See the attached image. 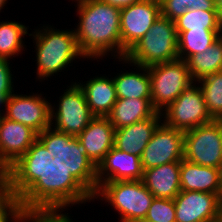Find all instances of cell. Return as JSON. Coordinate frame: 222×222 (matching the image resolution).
<instances>
[{"label": "cell", "mask_w": 222, "mask_h": 222, "mask_svg": "<svg viewBox=\"0 0 222 222\" xmlns=\"http://www.w3.org/2000/svg\"><path fill=\"white\" fill-rule=\"evenodd\" d=\"M0 168L19 188L44 189L51 182L55 157L35 130L3 115Z\"/></svg>", "instance_id": "obj_1"}, {"label": "cell", "mask_w": 222, "mask_h": 222, "mask_svg": "<svg viewBox=\"0 0 222 222\" xmlns=\"http://www.w3.org/2000/svg\"><path fill=\"white\" fill-rule=\"evenodd\" d=\"M115 128L108 117L95 116L56 157L47 195L68 196L114 147Z\"/></svg>", "instance_id": "obj_2"}, {"label": "cell", "mask_w": 222, "mask_h": 222, "mask_svg": "<svg viewBox=\"0 0 222 222\" xmlns=\"http://www.w3.org/2000/svg\"><path fill=\"white\" fill-rule=\"evenodd\" d=\"M78 4L80 22L74 30L80 52L86 58H100L116 50L121 58L120 8L101 0H84ZM119 56V57H118Z\"/></svg>", "instance_id": "obj_3"}, {"label": "cell", "mask_w": 222, "mask_h": 222, "mask_svg": "<svg viewBox=\"0 0 222 222\" xmlns=\"http://www.w3.org/2000/svg\"><path fill=\"white\" fill-rule=\"evenodd\" d=\"M53 109L51 106V121L55 119L56 126L50 130L48 149L56 157L95 116L87 104L84 92L76 82L60 97L56 113Z\"/></svg>", "instance_id": "obj_4"}, {"label": "cell", "mask_w": 222, "mask_h": 222, "mask_svg": "<svg viewBox=\"0 0 222 222\" xmlns=\"http://www.w3.org/2000/svg\"><path fill=\"white\" fill-rule=\"evenodd\" d=\"M143 172L139 156L112 147L98 166L68 197L74 204L83 203L102 183L143 180Z\"/></svg>", "instance_id": "obj_5"}, {"label": "cell", "mask_w": 222, "mask_h": 222, "mask_svg": "<svg viewBox=\"0 0 222 222\" xmlns=\"http://www.w3.org/2000/svg\"><path fill=\"white\" fill-rule=\"evenodd\" d=\"M179 59L178 35L175 22L161 15L150 30L135 44L121 61L149 67Z\"/></svg>", "instance_id": "obj_6"}, {"label": "cell", "mask_w": 222, "mask_h": 222, "mask_svg": "<svg viewBox=\"0 0 222 222\" xmlns=\"http://www.w3.org/2000/svg\"><path fill=\"white\" fill-rule=\"evenodd\" d=\"M43 30L32 35L36 41L38 78H47L62 71L78 56L85 58L79 50L74 30L59 31L48 26Z\"/></svg>", "instance_id": "obj_7"}, {"label": "cell", "mask_w": 222, "mask_h": 222, "mask_svg": "<svg viewBox=\"0 0 222 222\" xmlns=\"http://www.w3.org/2000/svg\"><path fill=\"white\" fill-rule=\"evenodd\" d=\"M99 196L105 198L120 213L121 222L145 218L155 198L142 180L104 182L86 199V202Z\"/></svg>", "instance_id": "obj_8"}, {"label": "cell", "mask_w": 222, "mask_h": 222, "mask_svg": "<svg viewBox=\"0 0 222 222\" xmlns=\"http://www.w3.org/2000/svg\"><path fill=\"white\" fill-rule=\"evenodd\" d=\"M151 86V103L158 113L166 109L194 80L186 61L156 64L148 67Z\"/></svg>", "instance_id": "obj_9"}, {"label": "cell", "mask_w": 222, "mask_h": 222, "mask_svg": "<svg viewBox=\"0 0 222 222\" xmlns=\"http://www.w3.org/2000/svg\"><path fill=\"white\" fill-rule=\"evenodd\" d=\"M184 159L201 166L220 168L222 120H213L184 131Z\"/></svg>", "instance_id": "obj_10"}, {"label": "cell", "mask_w": 222, "mask_h": 222, "mask_svg": "<svg viewBox=\"0 0 222 222\" xmlns=\"http://www.w3.org/2000/svg\"><path fill=\"white\" fill-rule=\"evenodd\" d=\"M163 111H166L163 123L181 131H187L214 120L207 110L202 90L192 84Z\"/></svg>", "instance_id": "obj_11"}, {"label": "cell", "mask_w": 222, "mask_h": 222, "mask_svg": "<svg viewBox=\"0 0 222 222\" xmlns=\"http://www.w3.org/2000/svg\"><path fill=\"white\" fill-rule=\"evenodd\" d=\"M4 116L15 122L31 127L45 141L48 147V137L53 126L51 121V104L39 95L12 94L5 100Z\"/></svg>", "instance_id": "obj_12"}, {"label": "cell", "mask_w": 222, "mask_h": 222, "mask_svg": "<svg viewBox=\"0 0 222 222\" xmlns=\"http://www.w3.org/2000/svg\"><path fill=\"white\" fill-rule=\"evenodd\" d=\"M160 15L159 0H142L120 10L121 58L126 57Z\"/></svg>", "instance_id": "obj_13"}, {"label": "cell", "mask_w": 222, "mask_h": 222, "mask_svg": "<svg viewBox=\"0 0 222 222\" xmlns=\"http://www.w3.org/2000/svg\"><path fill=\"white\" fill-rule=\"evenodd\" d=\"M184 159V131L161 123L140 157L143 171Z\"/></svg>", "instance_id": "obj_14"}, {"label": "cell", "mask_w": 222, "mask_h": 222, "mask_svg": "<svg viewBox=\"0 0 222 222\" xmlns=\"http://www.w3.org/2000/svg\"><path fill=\"white\" fill-rule=\"evenodd\" d=\"M174 203L176 222H210L222 217L215 193L181 190Z\"/></svg>", "instance_id": "obj_15"}, {"label": "cell", "mask_w": 222, "mask_h": 222, "mask_svg": "<svg viewBox=\"0 0 222 222\" xmlns=\"http://www.w3.org/2000/svg\"><path fill=\"white\" fill-rule=\"evenodd\" d=\"M162 115V113H157L154 117L115 129L114 147L141 157L143 150L161 123Z\"/></svg>", "instance_id": "obj_16"}, {"label": "cell", "mask_w": 222, "mask_h": 222, "mask_svg": "<svg viewBox=\"0 0 222 222\" xmlns=\"http://www.w3.org/2000/svg\"><path fill=\"white\" fill-rule=\"evenodd\" d=\"M142 181L155 198L174 199L181 191L180 161L144 170Z\"/></svg>", "instance_id": "obj_17"}, {"label": "cell", "mask_w": 222, "mask_h": 222, "mask_svg": "<svg viewBox=\"0 0 222 222\" xmlns=\"http://www.w3.org/2000/svg\"><path fill=\"white\" fill-rule=\"evenodd\" d=\"M220 180V168L201 166L185 159L180 161L181 190L218 194Z\"/></svg>", "instance_id": "obj_18"}, {"label": "cell", "mask_w": 222, "mask_h": 222, "mask_svg": "<svg viewBox=\"0 0 222 222\" xmlns=\"http://www.w3.org/2000/svg\"><path fill=\"white\" fill-rule=\"evenodd\" d=\"M78 86L84 92L86 101L94 116L107 117L117 101L113 78L96 77Z\"/></svg>", "instance_id": "obj_19"}, {"label": "cell", "mask_w": 222, "mask_h": 222, "mask_svg": "<svg viewBox=\"0 0 222 222\" xmlns=\"http://www.w3.org/2000/svg\"><path fill=\"white\" fill-rule=\"evenodd\" d=\"M42 188H19L0 204V222H26L29 212L46 196ZM10 218V219H9Z\"/></svg>", "instance_id": "obj_20"}, {"label": "cell", "mask_w": 222, "mask_h": 222, "mask_svg": "<svg viewBox=\"0 0 222 222\" xmlns=\"http://www.w3.org/2000/svg\"><path fill=\"white\" fill-rule=\"evenodd\" d=\"M158 112L151 99H117L107 116L115 129L132 125L136 122L154 117Z\"/></svg>", "instance_id": "obj_21"}, {"label": "cell", "mask_w": 222, "mask_h": 222, "mask_svg": "<svg viewBox=\"0 0 222 222\" xmlns=\"http://www.w3.org/2000/svg\"><path fill=\"white\" fill-rule=\"evenodd\" d=\"M144 73L125 72L113 78L118 99H151L148 67L137 65Z\"/></svg>", "instance_id": "obj_22"}, {"label": "cell", "mask_w": 222, "mask_h": 222, "mask_svg": "<svg viewBox=\"0 0 222 222\" xmlns=\"http://www.w3.org/2000/svg\"><path fill=\"white\" fill-rule=\"evenodd\" d=\"M190 76L196 82L222 71V35L202 53H196L186 60Z\"/></svg>", "instance_id": "obj_23"}, {"label": "cell", "mask_w": 222, "mask_h": 222, "mask_svg": "<svg viewBox=\"0 0 222 222\" xmlns=\"http://www.w3.org/2000/svg\"><path fill=\"white\" fill-rule=\"evenodd\" d=\"M70 204H74L68 196L46 195L28 214L27 222H71L66 214L58 213Z\"/></svg>", "instance_id": "obj_24"}, {"label": "cell", "mask_w": 222, "mask_h": 222, "mask_svg": "<svg viewBox=\"0 0 222 222\" xmlns=\"http://www.w3.org/2000/svg\"><path fill=\"white\" fill-rule=\"evenodd\" d=\"M221 35L222 30L183 31L178 36L179 59L186 61L190 56L206 51Z\"/></svg>", "instance_id": "obj_25"}, {"label": "cell", "mask_w": 222, "mask_h": 222, "mask_svg": "<svg viewBox=\"0 0 222 222\" xmlns=\"http://www.w3.org/2000/svg\"><path fill=\"white\" fill-rule=\"evenodd\" d=\"M177 35L188 30H222V15L218 10H187L175 21Z\"/></svg>", "instance_id": "obj_26"}, {"label": "cell", "mask_w": 222, "mask_h": 222, "mask_svg": "<svg viewBox=\"0 0 222 222\" xmlns=\"http://www.w3.org/2000/svg\"><path fill=\"white\" fill-rule=\"evenodd\" d=\"M201 83L206 107L214 120H222V71L208 75L198 81Z\"/></svg>", "instance_id": "obj_27"}, {"label": "cell", "mask_w": 222, "mask_h": 222, "mask_svg": "<svg viewBox=\"0 0 222 222\" xmlns=\"http://www.w3.org/2000/svg\"><path fill=\"white\" fill-rule=\"evenodd\" d=\"M27 27L18 22H0V58L9 59L23 50L22 36Z\"/></svg>", "instance_id": "obj_28"}, {"label": "cell", "mask_w": 222, "mask_h": 222, "mask_svg": "<svg viewBox=\"0 0 222 222\" xmlns=\"http://www.w3.org/2000/svg\"><path fill=\"white\" fill-rule=\"evenodd\" d=\"M145 218L151 222H176L174 199L154 198Z\"/></svg>", "instance_id": "obj_29"}, {"label": "cell", "mask_w": 222, "mask_h": 222, "mask_svg": "<svg viewBox=\"0 0 222 222\" xmlns=\"http://www.w3.org/2000/svg\"><path fill=\"white\" fill-rule=\"evenodd\" d=\"M161 16L164 18L175 21L177 18L182 16L186 11L187 7L184 5L183 0H159Z\"/></svg>", "instance_id": "obj_30"}, {"label": "cell", "mask_w": 222, "mask_h": 222, "mask_svg": "<svg viewBox=\"0 0 222 222\" xmlns=\"http://www.w3.org/2000/svg\"><path fill=\"white\" fill-rule=\"evenodd\" d=\"M9 60L0 58V96L7 99L13 93L12 74L9 66Z\"/></svg>", "instance_id": "obj_31"}, {"label": "cell", "mask_w": 222, "mask_h": 222, "mask_svg": "<svg viewBox=\"0 0 222 222\" xmlns=\"http://www.w3.org/2000/svg\"><path fill=\"white\" fill-rule=\"evenodd\" d=\"M187 10H217L214 0H183Z\"/></svg>", "instance_id": "obj_32"}, {"label": "cell", "mask_w": 222, "mask_h": 222, "mask_svg": "<svg viewBox=\"0 0 222 222\" xmlns=\"http://www.w3.org/2000/svg\"><path fill=\"white\" fill-rule=\"evenodd\" d=\"M18 189L14 182H0V202H5Z\"/></svg>", "instance_id": "obj_33"}, {"label": "cell", "mask_w": 222, "mask_h": 222, "mask_svg": "<svg viewBox=\"0 0 222 222\" xmlns=\"http://www.w3.org/2000/svg\"><path fill=\"white\" fill-rule=\"evenodd\" d=\"M104 3H107L111 6L118 7L120 9L128 7L134 3H138L142 0H101Z\"/></svg>", "instance_id": "obj_34"}, {"label": "cell", "mask_w": 222, "mask_h": 222, "mask_svg": "<svg viewBox=\"0 0 222 222\" xmlns=\"http://www.w3.org/2000/svg\"><path fill=\"white\" fill-rule=\"evenodd\" d=\"M0 182H13L10 177L0 168Z\"/></svg>", "instance_id": "obj_35"}, {"label": "cell", "mask_w": 222, "mask_h": 222, "mask_svg": "<svg viewBox=\"0 0 222 222\" xmlns=\"http://www.w3.org/2000/svg\"><path fill=\"white\" fill-rule=\"evenodd\" d=\"M217 196H218V202H219L220 208L222 210V177L220 180V188H219Z\"/></svg>", "instance_id": "obj_36"}, {"label": "cell", "mask_w": 222, "mask_h": 222, "mask_svg": "<svg viewBox=\"0 0 222 222\" xmlns=\"http://www.w3.org/2000/svg\"><path fill=\"white\" fill-rule=\"evenodd\" d=\"M217 10L222 15V0H214Z\"/></svg>", "instance_id": "obj_37"}, {"label": "cell", "mask_w": 222, "mask_h": 222, "mask_svg": "<svg viewBox=\"0 0 222 222\" xmlns=\"http://www.w3.org/2000/svg\"><path fill=\"white\" fill-rule=\"evenodd\" d=\"M127 222H151L150 220H148L147 218H138V219H132L130 221Z\"/></svg>", "instance_id": "obj_38"}, {"label": "cell", "mask_w": 222, "mask_h": 222, "mask_svg": "<svg viewBox=\"0 0 222 222\" xmlns=\"http://www.w3.org/2000/svg\"><path fill=\"white\" fill-rule=\"evenodd\" d=\"M5 100L6 99L4 97L0 96V106L3 105V104L5 105ZM1 114H3V113H1V111H0V116H3Z\"/></svg>", "instance_id": "obj_39"}, {"label": "cell", "mask_w": 222, "mask_h": 222, "mask_svg": "<svg viewBox=\"0 0 222 222\" xmlns=\"http://www.w3.org/2000/svg\"><path fill=\"white\" fill-rule=\"evenodd\" d=\"M6 1L7 0H0V10H1V8L4 7V5L6 4Z\"/></svg>", "instance_id": "obj_40"}, {"label": "cell", "mask_w": 222, "mask_h": 222, "mask_svg": "<svg viewBox=\"0 0 222 222\" xmlns=\"http://www.w3.org/2000/svg\"><path fill=\"white\" fill-rule=\"evenodd\" d=\"M210 222H222V217H221V218H218V219H216V220L210 221Z\"/></svg>", "instance_id": "obj_41"}, {"label": "cell", "mask_w": 222, "mask_h": 222, "mask_svg": "<svg viewBox=\"0 0 222 222\" xmlns=\"http://www.w3.org/2000/svg\"><path fill=\"white\" fill-rule=\"evenodd\" d=\"M220 174H221V177H222V163H221V166H220Z\"/></svg>", "instance_id": "obj_42"}]
</instances>
